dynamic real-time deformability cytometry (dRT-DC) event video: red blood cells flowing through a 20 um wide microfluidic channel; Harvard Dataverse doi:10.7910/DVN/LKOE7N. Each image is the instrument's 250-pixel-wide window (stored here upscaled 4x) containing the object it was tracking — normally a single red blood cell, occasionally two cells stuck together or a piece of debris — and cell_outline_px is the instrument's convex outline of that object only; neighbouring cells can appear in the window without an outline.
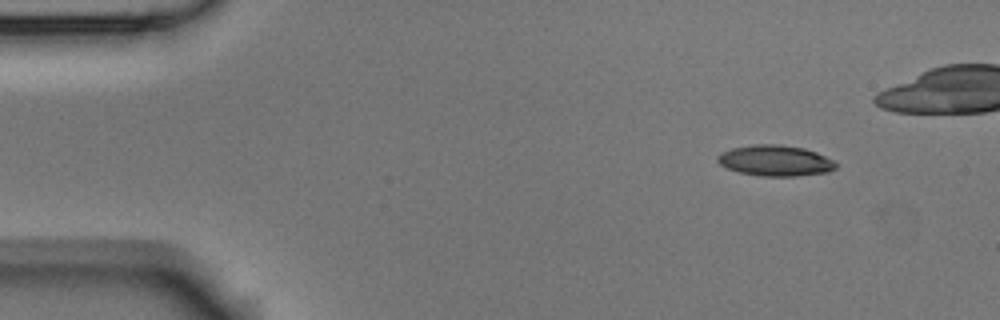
{"species": "Egyptian fruit bat (a non-hibernating species)", "species_latin": "Rousettus aegyptiacus", "temperature_condition": "room temperature", "stored_images_in_passage": 14, "camera_frame_rate_fps": 3000, "um_per_image_px": 0.085, "animal": {"sex": "male"}, "frame": {"image": 1, "passage_image": 1, "time_ms": 0.0, "image_size_px": [1000, 320], "cell_outline_px": [[840, 164], [836, 168], [828, 172], [796, 176], [760, 176], [740, 172], [728, 168], [720, 164], [716, 160], [716, 156], [720, 152], [732, 148], [752, 144], [780, 144], [804, 148], [816, 152], [836, 160]], "centroid_in_image_um": [65.93, 13.64], "position_along_channel_um": 19.1, "area_um2": 21.56}}
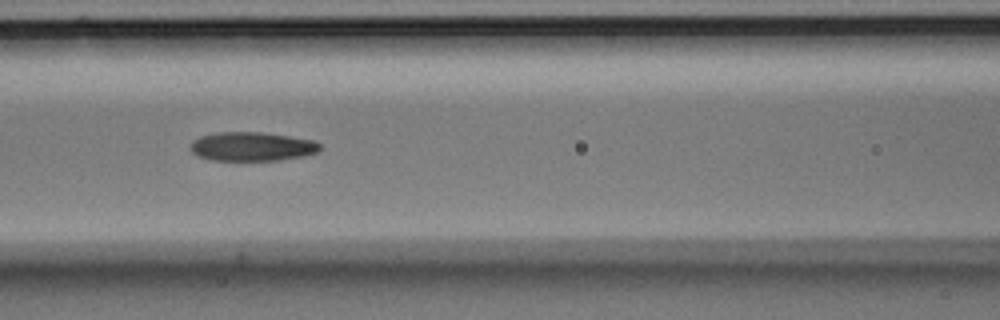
{"frame": {"image": 2, "passage_image": 6, "time_ms": 1.667, "image_size_px": [1000, 320], "cell_outline_px": [[320, 148], [316, 152], [304, 156], [280, 160], [212, 160], [200, 156], [192, 152], [188, 148], [192, 140], [200, 136], [216, 132], [260, 132], [316, 140], [320, 144]], "centroid_in_image_um": [21.4, 12.45], "position_along_channel_um": 145.2, "area_um2": 21.91}}
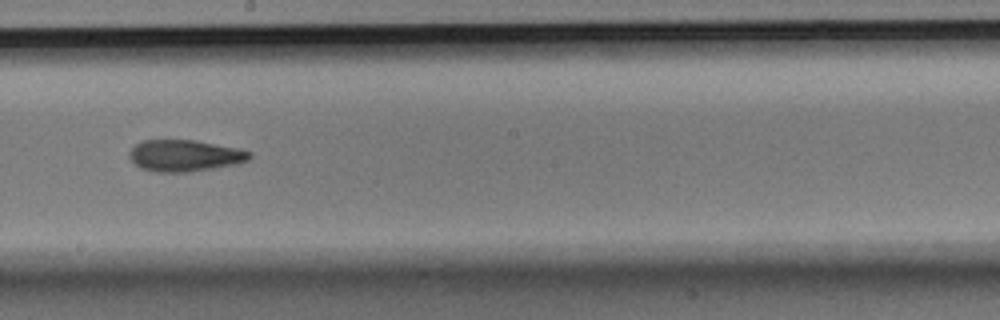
{"frame": {"image": 3, "passage_image": 8, "time_ms": 2.333, "image_size_px": [1000, 320], "cell_outline_px": [[252, 156], [248, 160], [240, 164], [188, 172], [156, 172], [140, 168], [128, 156], [128, 152], [140, 140], [196, 140], [240, 148], [252, 152]], "centroid_in_image_um": [15.74, 13.22], "position_along_channel_um": 232.5, "area_um2": 22.43}}